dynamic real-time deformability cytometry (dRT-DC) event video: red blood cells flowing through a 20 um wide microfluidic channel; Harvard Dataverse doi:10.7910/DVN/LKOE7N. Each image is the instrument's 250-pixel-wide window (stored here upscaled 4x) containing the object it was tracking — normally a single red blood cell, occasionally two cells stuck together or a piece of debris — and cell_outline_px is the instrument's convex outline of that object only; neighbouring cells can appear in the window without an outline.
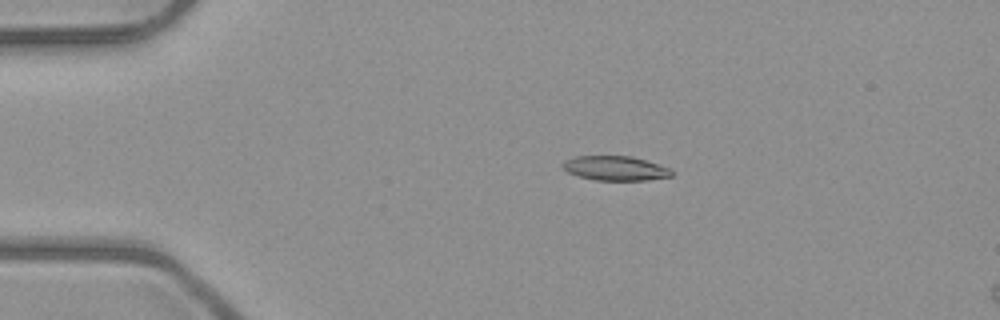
{"species": "common noctule bat (a hibernating species)", "species_latin": "Nyctalus noctula", "temperature_condition": "room temperature", "stored_images_in_passage": 3, "camera_frame_rate_fps": 3000, "um_per_image_px": 0.085, "animal": {"sex": "male", "body_mass_g": 23.1, "forearm_length_mm": 52.7}, "frame": {"image": 1, "passage_image": 1, "time_ms": 0.0, "image_size_px": [1000, 320], "cell_outline_px": [[672, 176], [648, 180], [596, 180], [580, 176], [568, 172], [560, 164], [564, 160], [572, 156], [632, 156], [668, 168], [672, 172]], "centroid_in_image_um": [52.25, 14.29], "position_along_channel_um": 32.8, "area_um2": 15.37}}